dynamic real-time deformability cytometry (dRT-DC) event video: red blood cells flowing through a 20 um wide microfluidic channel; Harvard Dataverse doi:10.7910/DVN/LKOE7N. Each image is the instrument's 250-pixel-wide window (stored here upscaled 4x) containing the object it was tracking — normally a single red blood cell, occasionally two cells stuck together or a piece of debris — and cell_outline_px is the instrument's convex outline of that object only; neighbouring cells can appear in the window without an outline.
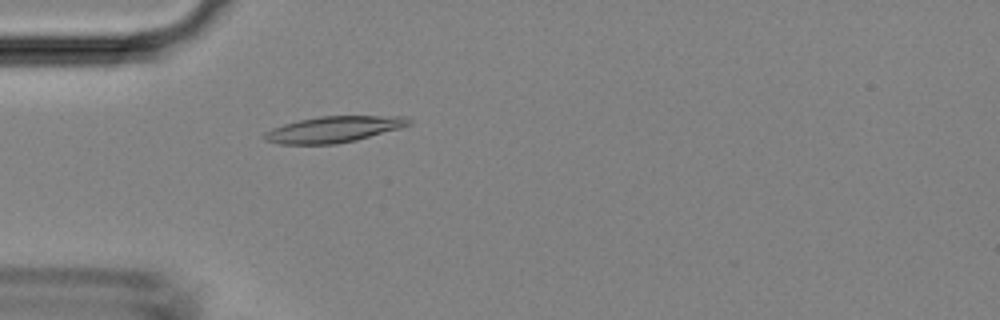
{"species": "Egyptian fruit bat (a non-hibernating species)", "species_latin": "Rousettus aegyptiacus", "temperature_condition": "room temperature", "stored_images_in_passage": 45, "camera_frame_rate_fps": 3000, "um_per_image_px": 0.085, "animal": {"sex": "female"}, "frame": {"image": 1, "passage_image": 14, "time_ms": 4.333, "image_size_px": [1000, 320], "cell_outline_px": [[412, 124], [400, 128], [356, 140], [336, 144], [280, 144], [264, 140], [260, 136], [264, 132], [272, 128], [284, 124], [300, 120], [320, 116], [404, 116], [412, 120]], "centroid_in_image_um": [28.34, 10.99], "position_along_channel_um": 56.7, "area_um2": 22.02}}
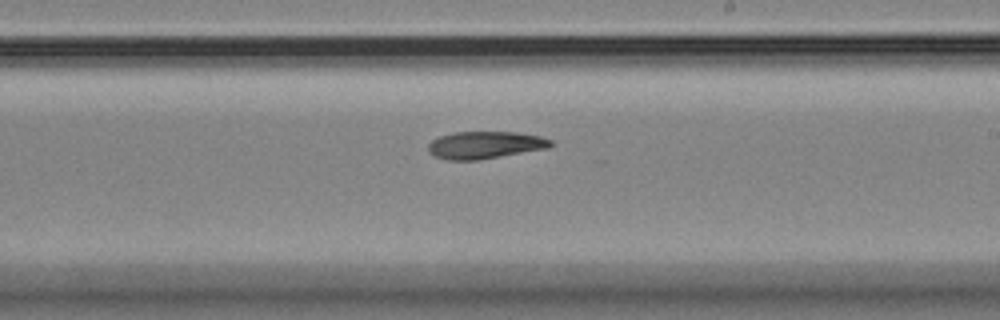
{"frame": {"image": 2, "passage_image": 28, "time_ms": 9.0, "image_size_px": [1000, 320], "cell_outline_px": [[552, 144], [548, 148], [480, 160], [444, 160], [432, 156], [428, 152], [428, 144], [432, 140], [440, 136], [456, 132], [516, 132], [540, 136], [552, 140]], "centroid_in_image_um": [41.19, 12.34], "position_along_channel_um": 247.8, "area_um2": 19.65}}
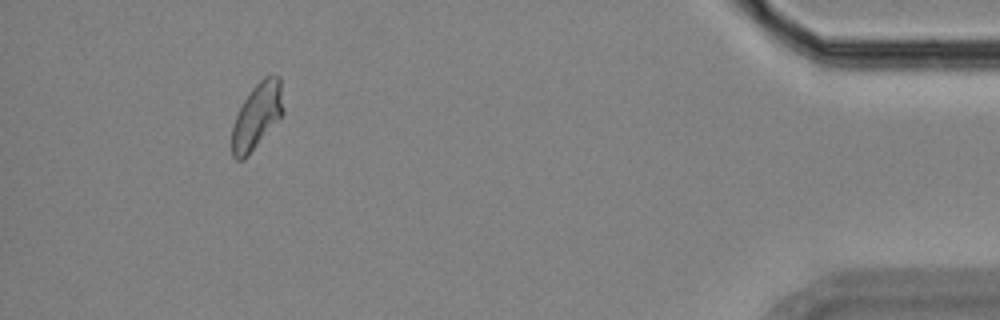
{"frame": {"image": 3, "passage_image": 44, "time_ms": 14.333, "image_size_px": [1000, 320], "cell_outline_px": [[284, 112], [244, 160], [236, 160], [232, 156], [232, 128], [236, 116], [244, 100], [252, 88], [264, 76], [280, 76], [284, 108]], "centroid_in_image_um": [21.84, 9.85], "position_along_channel_um": 413.4, "area_um2": 19.36}}